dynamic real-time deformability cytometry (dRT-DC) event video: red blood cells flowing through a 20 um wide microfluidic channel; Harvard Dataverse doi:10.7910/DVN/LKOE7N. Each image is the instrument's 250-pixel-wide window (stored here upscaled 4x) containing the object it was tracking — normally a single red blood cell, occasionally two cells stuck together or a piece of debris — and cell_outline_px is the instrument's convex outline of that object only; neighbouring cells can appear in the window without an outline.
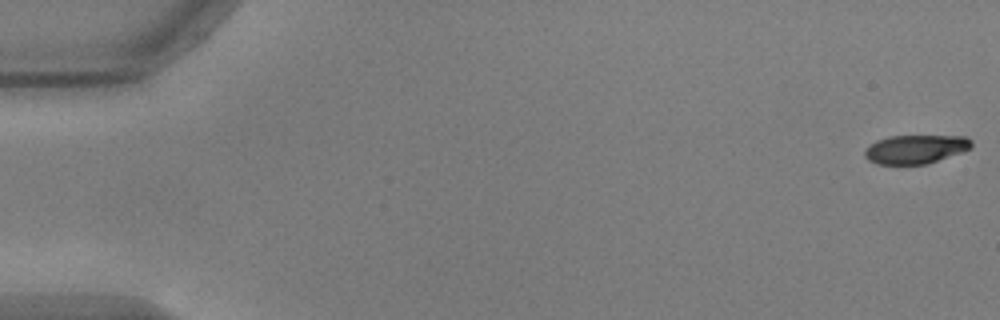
{"species": "common noctule bat (a hibernating species)", "species_latin": "Nyctalus noctula", "temperature_condition": "warm", "stored_images_in_passage": 55, "camera_frame_rate_fps": 3000, "um_per_image_px": 0.085, "animal": {"sex": "male", "body_mass_g": 17.9, "forearm_length_mm": 54.2}, "frame": {"image": 1, "passage_image": 1, "time_ms": 0.0, "image_size_px": [1000, 320], "cell_outline_px": [[972, 148], [928, 164], [876, 164], [868, 160], [864, 156], [864, 152], [876, 140], [888, 136], [968, 136], [972, 140]], "centroid_in_image_um": [77.84, 12.68], "position_along_channel_um": 7.2, "area_um2": 17.92}}
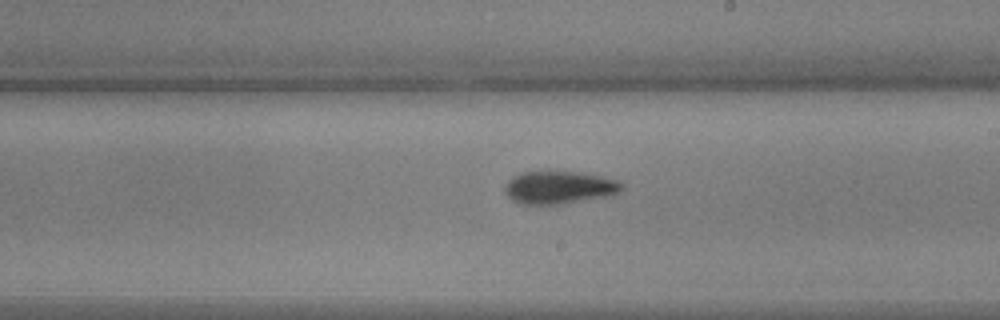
{"frame": {"image": 2, "passage_image": 32, "time_ms": 10.333, "image_size_px": [1000, 320], "cell_outline_px": [[624, 188], [620, 192], [612, 196], [560, 204], [520, 204], [512, 200], [504, 192], [504, 188], [508, 180], [512, 176], [524, 172], [580, 172], [620, 180], [624, 184]], "centroid_in_image_um": [47.58, 15.94], "position_along_channel_um": 241.4, "area_um2": 22.54}}
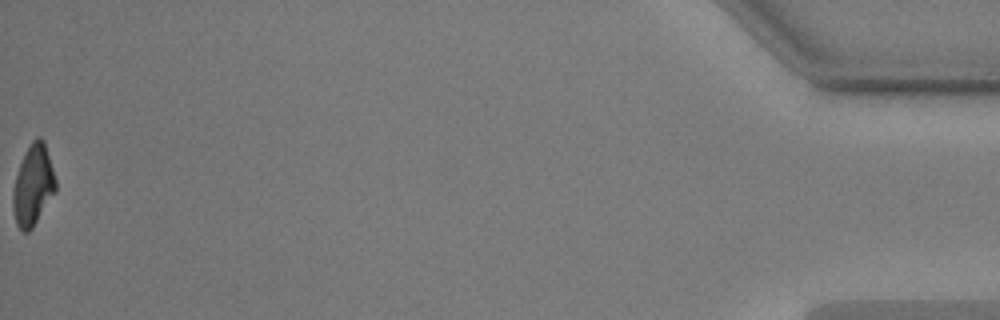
{"frame": {"image": 3, "passage_image": 55, "time_ms": 18.0, "image_size_px": [1000, 320], "cell_outline_px": [[56, 192], [32, 228], [28, 232], [24, 232], [16, 224], [12, 208], [12, 192], [16, 176], [20, 164], [32, 140], [36, 136], [40, 136], [44, 140], [56, 180]], "centroid_in_image_um": [2.81, 15.76], "position_along_channel_um": 432.4, "area_um2": 20.0}, "authors_computed_cell_mechanics": {"area_um2": 21.0392, "velocity_mm_per_s": 3.7373, "shape_relaxation_time_tau1_ms": 3.2804, "shape_relaxation_time_tau2_ms": 6.4506, "deformation_change_tau1": 0.1769, "deformation_change_tau2": 0.1436}}